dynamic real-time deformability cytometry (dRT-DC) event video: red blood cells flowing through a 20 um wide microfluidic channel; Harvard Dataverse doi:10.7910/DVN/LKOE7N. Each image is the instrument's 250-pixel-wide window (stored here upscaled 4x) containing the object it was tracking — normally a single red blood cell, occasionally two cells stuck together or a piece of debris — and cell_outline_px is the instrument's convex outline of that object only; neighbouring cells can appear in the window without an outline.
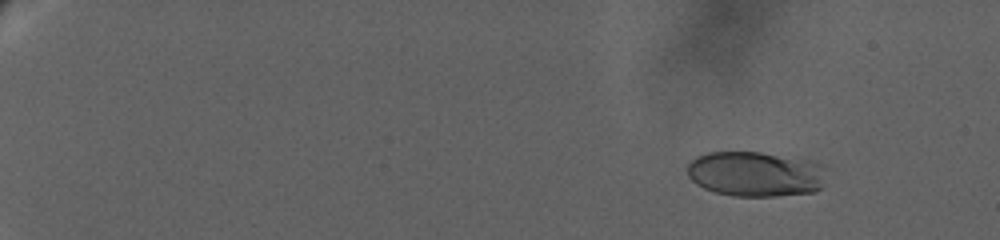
{"species": "human", "species_latin": "Homo sapiens", "temperature_condition": "warm", "stored_images_in_passage": 50, "camera_frame_rate_fps": 3000, "um_per_image_px": 0.085, "donor": {"sex": "female"}, "frame": {"image": 1, "passage_image": 6, "time_ms": 3.0, "image_size_px": [1000, 240], "cell_outline_px": [[824, 168], [820, 188], [812, 192], [776, 196], [732, 196], [716, 192], [704, 188], [696, 184], [688, 176], [688, 164], [696, 156], [708, 152], [760, 152], [816, 160]], "centroid_in_image_um": [64.2, 14.77], "position_along_channel_um": 20.8, "area_um2": 36.65}}
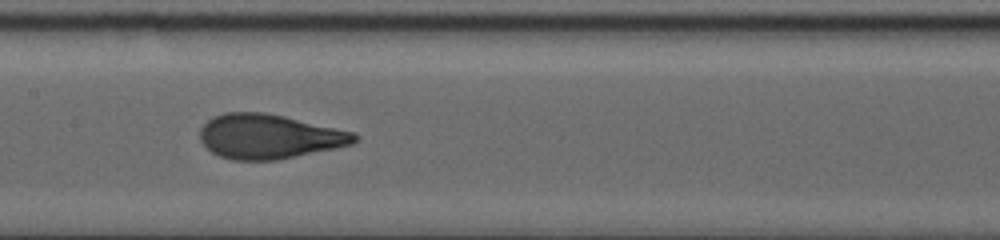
{"frame": {"image": 2, "passage_image": 29, "time_ms": 14.333, "image_size_px": [1000, 240], "cell_outline_px": [[360, 136], [352, 144], [276, 160], [232, 160], [220, 156], [212, 152], [200, 140], [200, 128], [212, 116], [224, 112], [264, 112], [284, 116], [352, 132]], "centroid_in_image_um": [22.82, 11.59], "position_along_channel_um": 184.6, "area_um2": 39.71}}
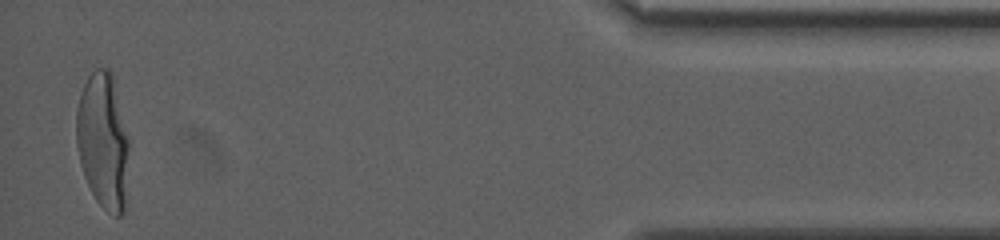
{"frame": {"image": 3, "passage_image": 50, "time_ms": 24.333, "image_size_px": [1000, 240], "cell_outline_px": [[128, 148], [124, 212], [120, 216], [116, 216], [108, 212], [96, 200], [84, 176], [80, 164], [76, 148], [76, 108], [80, 92], [88, 76], [96, 68], [108, 68], [112, 72], [128, 140]], "centroid_in_image_um": [8.72, 11.95], "position_along_channel_um": 426.5, "area_um2": 41.5}, "authors_computed_cell_mechanics": {"area_um2": 38.6971, "velocity_mm_per_s": 3.0009, "shape_relaxation_time_tau1_ms": 6.5012, "shape_relaxation_time_tau2_ms": null, "deformation_change_tau1": 0.2371, "deformation_change_tau2": null}}